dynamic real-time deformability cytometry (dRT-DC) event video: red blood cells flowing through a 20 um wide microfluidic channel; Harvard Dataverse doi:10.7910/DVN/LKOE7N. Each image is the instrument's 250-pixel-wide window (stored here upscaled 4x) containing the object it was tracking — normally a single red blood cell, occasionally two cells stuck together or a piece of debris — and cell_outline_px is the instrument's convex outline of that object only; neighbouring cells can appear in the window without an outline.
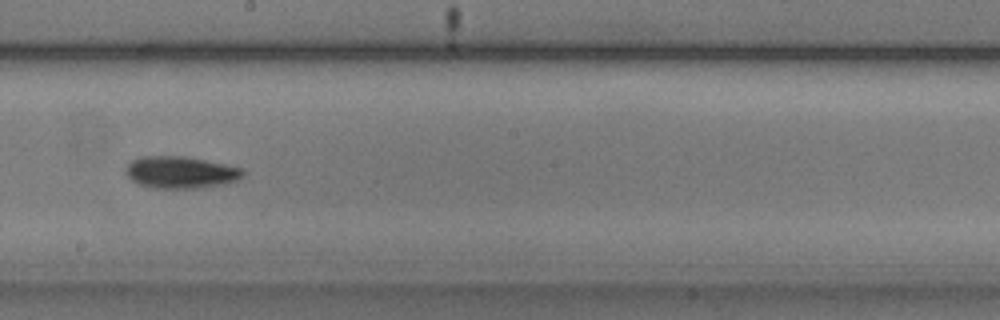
{"species": "common noctule bat (a hibernating species)", "species_latin": "Nyctalus noctula", "temperature_condition": "cold", "stored_images_in_passage": 22, "camera_frame_rate_fps": 3000, "um_per_image_px": 0.085, "animal": {"sex": "male", "body_mass_g": 20.5, "forearm_length_mm": 52.5}, "frame": {"image": 1, "passage_image": 16, "time_ms": 5.0, "image_size_px": [1000, 320], "cell_outline_px": [[244, 176], [236, 180], [224, 184], [200, 188], [152, 188], [140, 184], [132, 180], [124, 172], [124, 168], [132, 160], [140, 156], [184, 156], [244, 168]], "centroid_in_image_um": [15.34, 14.64], "position_along_channel_um": 232.9, "area_um2": 21.91}}